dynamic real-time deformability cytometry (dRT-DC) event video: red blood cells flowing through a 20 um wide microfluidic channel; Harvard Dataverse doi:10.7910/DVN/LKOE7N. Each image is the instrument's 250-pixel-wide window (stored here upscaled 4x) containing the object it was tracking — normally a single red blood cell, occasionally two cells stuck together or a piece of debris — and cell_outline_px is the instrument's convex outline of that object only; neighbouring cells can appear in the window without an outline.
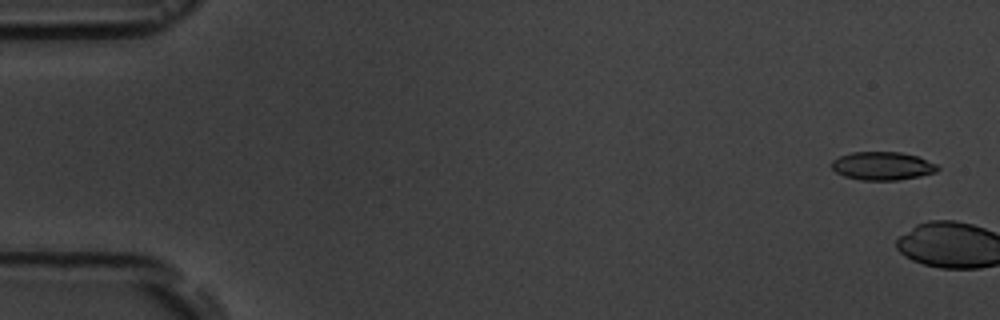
{"species": "common noctule bat (a hibernating species)", "species_latin": "Nyctalus noctula", "temperature_condition": "room temperature", "stored_images_in_passage": 2, "camera_frame_rate_fps": 3000, "um_per_image_px": 0.085, "animal": {"sex": "male", "body_mass_g": 19.5, "forearm_length_mm": 54.6}, "frame": {"image": 1, "passage_image": 1, "time_ms": 0.0, "image_size_px": [1000, 320], "cell_outline_px": [[940, 168], [936, 172], [920, 176], [900, 180], [860, 180], [844, 176], [836, 172], [832, 168], [832, 160], [840, 156], [852, 152], [900, 152], [916, 156], [936, 164]], "centroid_in_image_um": [75.0, 14.11], "position_along_channel_um": 10.0, "area_um2": 17.4}}